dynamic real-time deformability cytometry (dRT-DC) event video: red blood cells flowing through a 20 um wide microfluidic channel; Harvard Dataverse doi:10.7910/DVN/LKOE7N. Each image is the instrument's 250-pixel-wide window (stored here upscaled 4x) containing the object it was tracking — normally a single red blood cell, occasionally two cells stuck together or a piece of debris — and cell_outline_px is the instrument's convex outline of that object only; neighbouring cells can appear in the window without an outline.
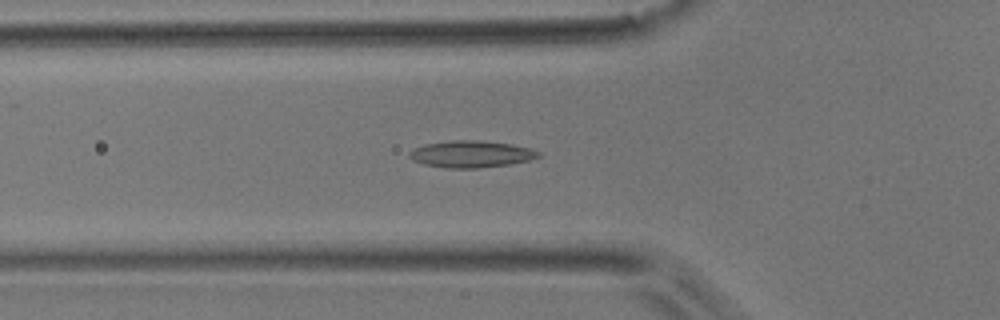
{"species": "common noctule bat (a hibernating species)", "species_latin": "Nyctalus noctula", "temperature_condition": "room temperature", "stored_images_in_passage": 47, "camera_frame_rate_fps": 3000, "um_per_image_px": 0.085, "animal": {"sex": "male", "body_mass_g": 17.9}, "frame": {"image": 1, "passage_image": 16, "time_ms": 5.0, "image_size_px": [1000, 320], "cell_outline_px": [[540, 156], [528, 160], [508, 164], [476, 168], [444, 168], [424, 164], [412, 160], [408, 156], [408, 152], [412, 148], [424, 144], [452, 140], [480, 140], [512, 144], [532, 148], [540, 152]], "centroid_in_image_um": [40.0, 13.09], "position_along_channel_um": 85.8, "area_um2": 20.29}}
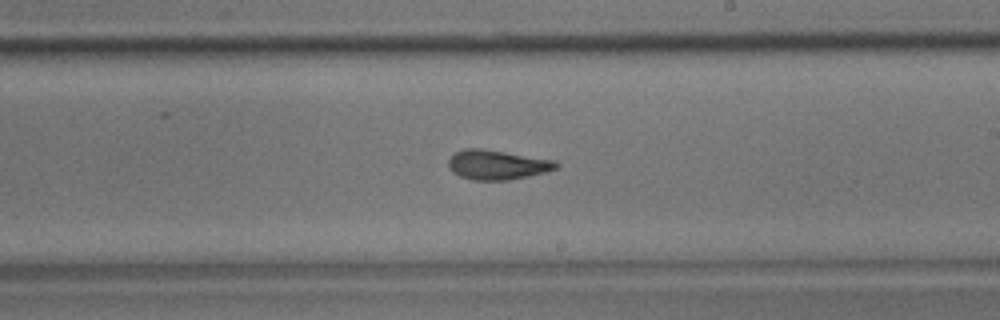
{"frame": {"image": 2, "passage_image": 28, "time_ms": 9.0, "image_size_px": [1000, 320], "cell_outline_px": [[560, 164], [556, 168], [548, 172], [508, 180], [472, 180], [460, 176], [452, 172], [448, 168], [448, 160], [456, 152], [464, 148], [480, 148], [556, 160]], "centroid_in_image_um": [42.27, 14.01], "position_along_channel_um": 246.7, "area_um2": 18.67}}
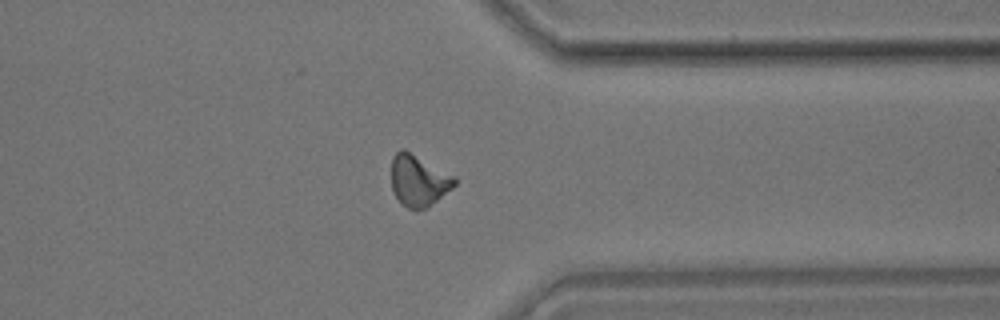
{"frame": {"image": 3, "passage_image": 38, "time_ms": 12.333, "image_size_px": [1000, 320], "cell_outline_px": [[456, 184], [452, 188], [428, 208], [408, 208], [400, 204], [392, 188], [392, 156], [400, 148], [404, 148], [456, 176]], "centroid_in_image_um": [35.59, 15.32], "position_along_channel_um": 375.8, "area_um2": 19.07}}